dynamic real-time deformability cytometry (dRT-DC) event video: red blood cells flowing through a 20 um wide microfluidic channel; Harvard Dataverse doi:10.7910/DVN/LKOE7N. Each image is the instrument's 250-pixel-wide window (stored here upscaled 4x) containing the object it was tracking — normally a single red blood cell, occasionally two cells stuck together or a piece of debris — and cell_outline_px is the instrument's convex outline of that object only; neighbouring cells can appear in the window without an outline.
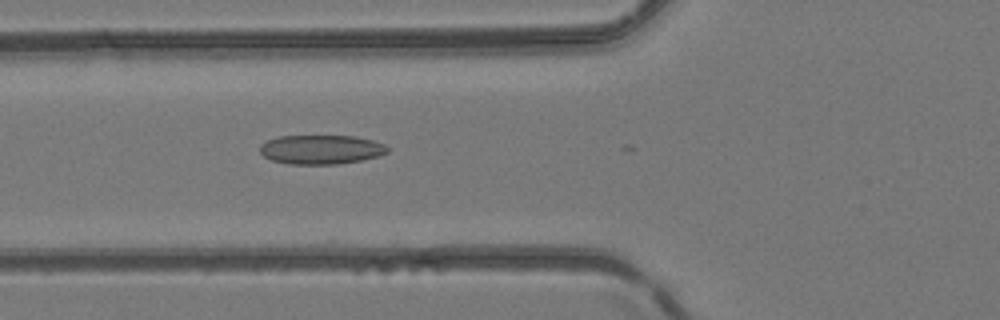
{"species": "common noctule bat (a hibernating species)", "species_latin": "Nyctalus noctula", "temperature_condition": "room temperature", "stored_images_in_passage": 28, "camera_frame_rate_fps": 3000, "um_per_image_px": 0.085, "animal": {"sex": "female", "body_mass_g": 24.6, "forearm_length_mm": 56.2}, "frame": {"image": 1, "passage_image": 19, "time_ms": 6.0, "image_size_px": [1000, 320], "cell_outline_px": [[388, 152], [380, 156], [360, 160], [336, 164], [288, 164], [272, 160], [264, 156], [260, 152], [260, 144], [268, 140], [280, 136], [356, 136], [372, 140], [384, 144], [388, 148]], "centroid_in_image_um": [27.29, 12.71], "position_along_channel_um": 98.5, "area_um2": 21.68}}
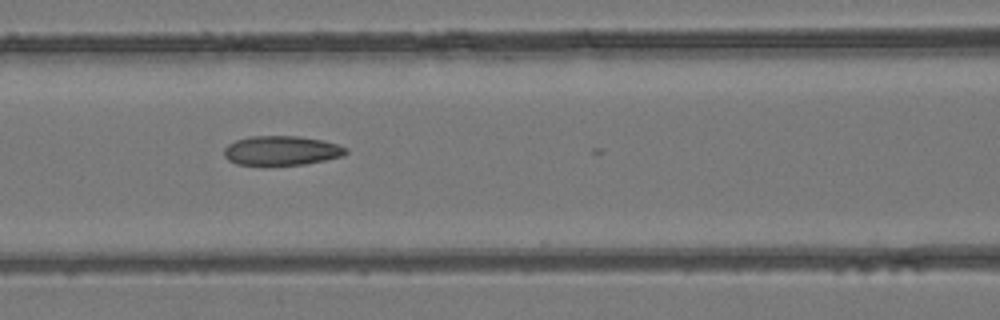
{"frame": {"image": 2, "passage_image": 22, "time_ms": 7.0, "image_size_px": [1000, 320], "cell_outline_px": [[348, 152], [344, 156], [304, 164], [264, 168], [236, 164], [228, 160], [224, 156], [224, 148], [228, 144], [236, 140], [252, 136], [300, 136], [320, 140], [336, 144], [348, 148]], "centroid_in_image_um": [23.88, 12.85], "position_along_channel_um": 142.7, "area_um2": 21.62}}
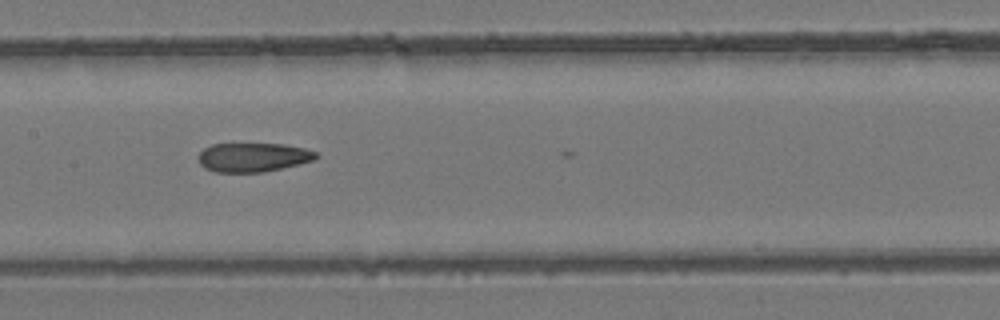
{"frame": {"image": 3, "passage_image": 25, "time_ms": 8.0, "image_size_px": [1000, 320], "cell_outline_px": [[320, 156], [312, 160], [264, 172], [216, 172], [204, 168], [200, 164], [196, 156], [204, 148], [212, 144], [232, 140], [284, 144], [304, 148], [316, 152]], "centroid_in_image_um": [21.42, 13.3], "position_along_channel_um": 186.0, "area_um2": 20.87}}